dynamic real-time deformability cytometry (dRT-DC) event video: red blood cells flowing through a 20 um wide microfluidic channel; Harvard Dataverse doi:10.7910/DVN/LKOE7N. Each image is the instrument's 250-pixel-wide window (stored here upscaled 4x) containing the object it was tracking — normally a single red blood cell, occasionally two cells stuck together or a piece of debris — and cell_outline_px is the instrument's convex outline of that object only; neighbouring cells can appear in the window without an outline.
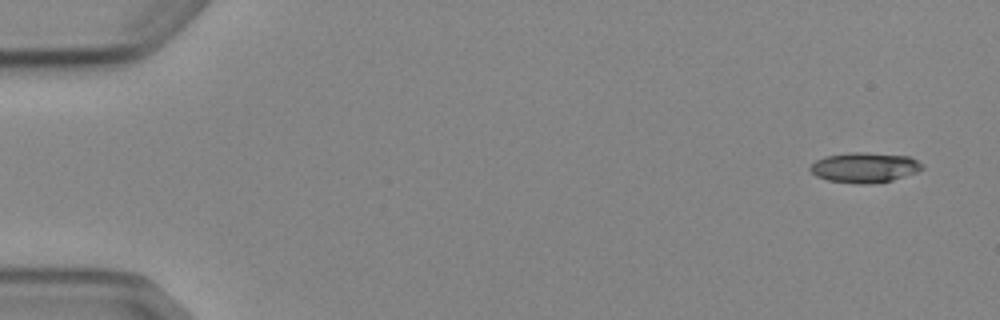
{"species": "Egyptian fruit bat (a non-hibernating species)", "species_latin": "Rousettus aegyptiacus", "temperature_condition": "cold", "stored_images_in_passage": 4, "camera_frame_rate_fps": 3000, "um_per_image_px": 0.085, "animal": {"sex": "female"}, "frame": {"image": 1, "passage_image": 1, "time_ms": 0.0, "image_size_px": [1000, 320], "cell_outline_px": [[924, 168], [916, 172], [892, 180], [872, 184], [860, 184], [828, 180], [816, 176], [808, 168], [816, 160], [824, 156], [848, 152], [864, 152], [908, 156], [924, 164]], "centroid_in_image_um": [73.48, 14.23], "position_along_channel_um": 11.5, "area_um2": 19.71}}
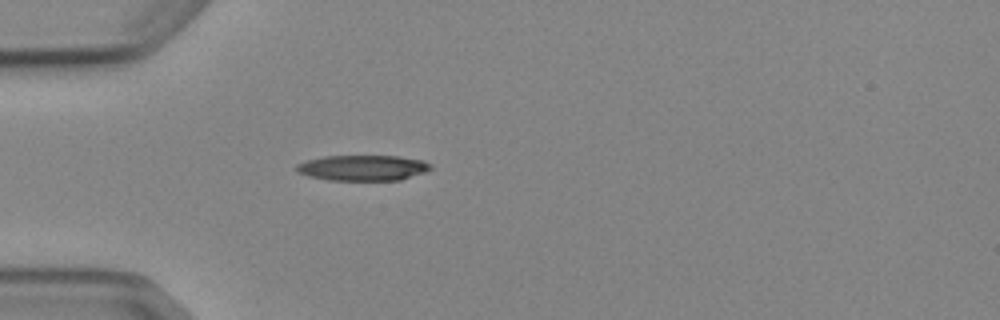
{"frame": {"image": 2, "passage_image": 4, "time_ms": 4.333, "image_size_px": [1000, 320], "cell_outline_px": [[432, 168], [424, 172], [400, 180], [328, 180], [308, 176], [296, 172], [296, 164], [308, 160], [324, 156], [400, 156], [424, 160], [432, 164]], "centroid_in_image_um": [30.84, 14.26], "position_along_channel_um": 54.2, "area_um2": 20.06}}